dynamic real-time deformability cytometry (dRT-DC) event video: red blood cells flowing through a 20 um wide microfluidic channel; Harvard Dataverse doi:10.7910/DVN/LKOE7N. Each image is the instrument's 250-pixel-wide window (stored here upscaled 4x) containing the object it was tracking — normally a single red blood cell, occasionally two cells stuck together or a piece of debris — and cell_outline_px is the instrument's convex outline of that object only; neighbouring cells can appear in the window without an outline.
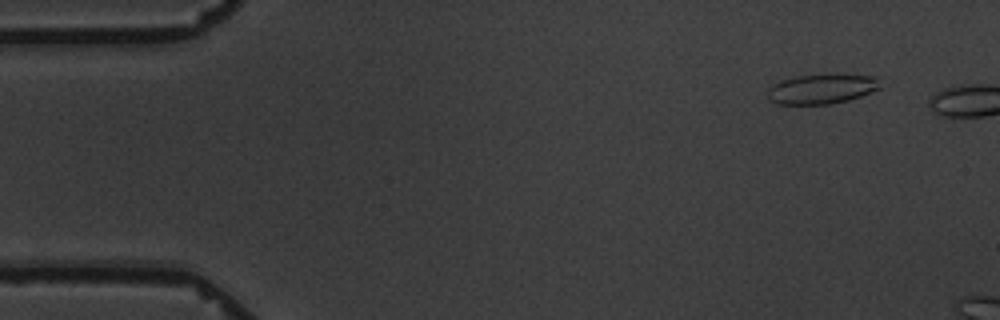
{"species": "common noctule bat (a hibernating species)", "species_latin": "Nyctalus noctula", "temperature_condition": "warm", "stored_images_in_passage": 3, "camera_frame_rate_fps": 3000, "um_per_image_px": 0.085, "animal": {"sex": "male", "body_mass_g": 19.5, "forearm_length_mm": 54.6}, "frame": {"image": 1, "passage_image": 2, "time_ms": 1.333, "image_size_px": [1000, 320], "cell_outline_px": [[880, 88], [872, 92], [848, 100], [828, 104], [776, 104], [768, 100], [768, 88], [772, 84], [780, 80], [796, 76], [836, 72], [876, 76]], "centroid_in_image_um": [69.84, 7.52], "position_along_channel_um": 15.2, "area_um2": 20.17}}